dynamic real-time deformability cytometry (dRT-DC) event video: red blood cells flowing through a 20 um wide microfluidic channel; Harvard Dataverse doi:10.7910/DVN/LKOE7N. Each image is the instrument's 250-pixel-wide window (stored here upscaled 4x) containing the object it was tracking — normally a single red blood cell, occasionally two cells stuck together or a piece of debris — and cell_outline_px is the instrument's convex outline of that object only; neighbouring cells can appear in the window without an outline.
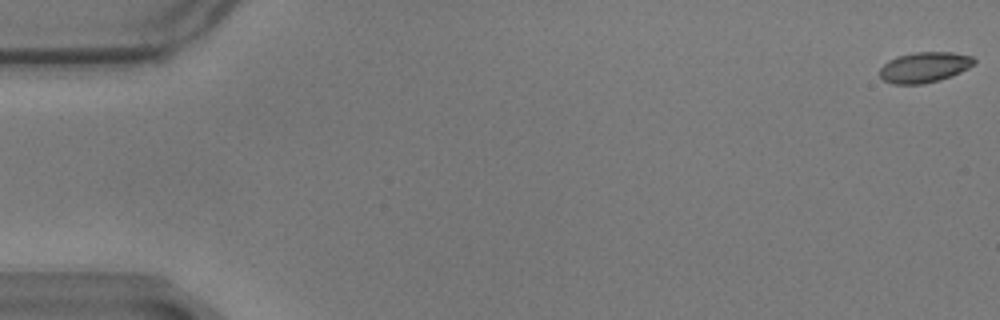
{"species": "common noctule bat (a hibernating species)", "species_latin": "Nyctalus noctula", "temperature_condition": "warm", "stored_images_in_passage": 9, "camera_frame_rate_fps": 3000, "um_per_image_px": 0.085, "animal": {"sex": "male", "body_mass_g": 17.9}, "frame": {"image": 1, "passage_image": 1, "time_ms": 0.0, "image_size_px": [1000, 320], "cell_outline_px": [[976, 60], [968, 68], [952, 76], [940, 80], [924, 84], [892, 84], [884, 80], [880, 76], [880, 68], [888, 60], [896, 56], [912, 52], [952, 52], [972, 56]], "centroid_in_image_um": [78.56, 5.71], "position_along_channel_um": 6.4, "area_um2": 16.88}}